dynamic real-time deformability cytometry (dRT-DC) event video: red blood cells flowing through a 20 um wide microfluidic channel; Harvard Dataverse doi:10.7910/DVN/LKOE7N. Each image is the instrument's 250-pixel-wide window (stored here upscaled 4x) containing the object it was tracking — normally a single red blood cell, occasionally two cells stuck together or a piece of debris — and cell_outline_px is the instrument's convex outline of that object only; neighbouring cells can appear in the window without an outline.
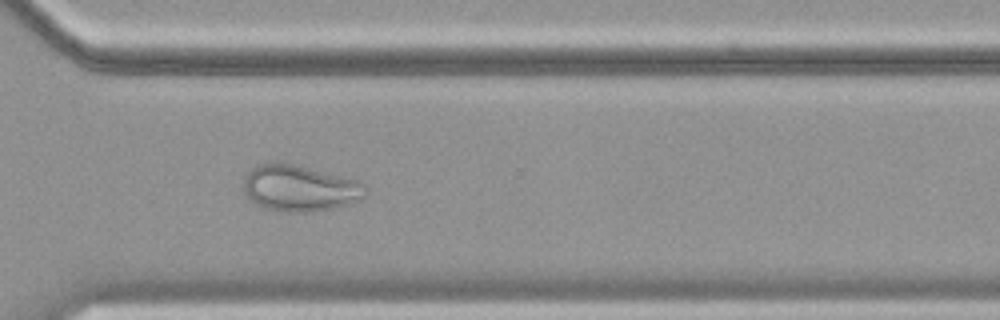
{"species": "common noctule bat (a hibernating species)", "species_latin": "Nyctalus noctula", "temperature_condition": "cold", "stored_images_in_passage": 52, "camera_frame_rate_fps": 3000, "um_per_image_px": 0.085, "animal": {"sex": "female", "body_mass_g": 19.9}, "frame": {"image": 1, "passage_image": 37, "time_ms": 12.0, "image_size_px": [1000, 320], "cell_outline_px": [[364, 196], [344, 204], [332, 208], [308, 212], [288, 212], [268, 208], [256, 204], [244, 196], [244, 176], [256, 164], [296, 164], [360, 180], [364, 184]], "centroid_in_image_um": [25.43, 15.98], "position_along_channel_um": 345.2, "area_um2": 32.43}}